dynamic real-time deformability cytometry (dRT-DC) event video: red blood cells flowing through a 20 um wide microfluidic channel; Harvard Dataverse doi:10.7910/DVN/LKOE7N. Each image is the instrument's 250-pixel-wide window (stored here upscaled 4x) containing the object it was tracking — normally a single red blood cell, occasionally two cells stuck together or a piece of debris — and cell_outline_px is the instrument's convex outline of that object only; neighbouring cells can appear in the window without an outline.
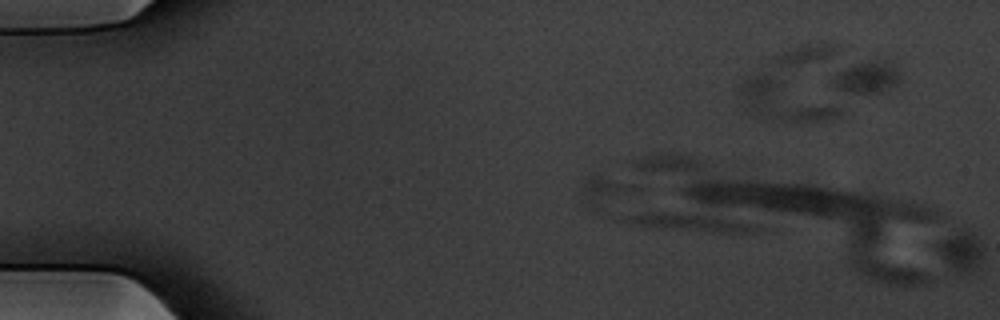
{"species": "common noctule bat (a hibernating species)", "species_latin": "Nyctalus noctula", "temperature_condition": "warm", "stored_images_in_passage": 2, "camera_frame_rate_fps": 3000, "um_per_image_px": 0.085, "animal": {"sex": "male", "body_mass_g": 20.1, "forearm_length_mm": 53.5}, "frame": {"image": 1, "passage_image": 2, "time_ms": 0.333, "image_size_px": [1000, 320], "cell_outline_px": [[984, 256], [980, 264], [964, 272], [956, 272], [940, 256], [936, 248], [936, 244], [940, 240], [960, 228], [964, 228], [972, 232], [976, 236], [984, 248]], "centroid_in_image_um": [81.7, 21.27], "position_along_channel_um": 3.3, "area_um2": 10.58}}